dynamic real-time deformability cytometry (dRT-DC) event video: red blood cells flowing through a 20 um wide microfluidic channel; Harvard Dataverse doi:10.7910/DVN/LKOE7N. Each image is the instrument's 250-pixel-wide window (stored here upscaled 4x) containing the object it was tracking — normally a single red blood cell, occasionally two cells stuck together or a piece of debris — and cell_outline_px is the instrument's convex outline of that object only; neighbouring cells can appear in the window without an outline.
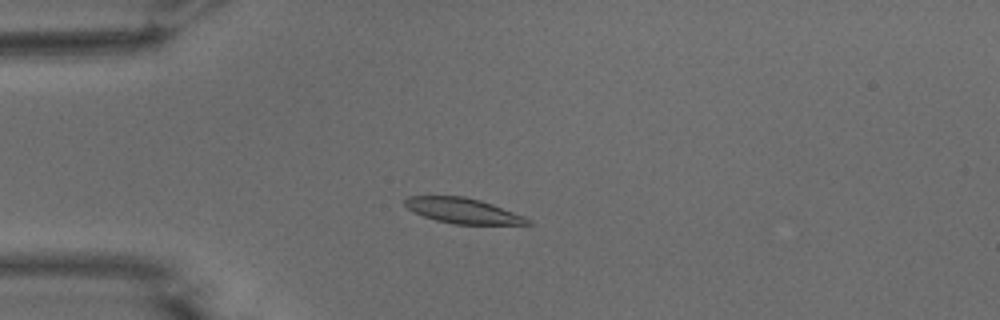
{"species": "common noctule bat (a hibernating species)", "species_latin": "Nyctalus noctula", "temperature_condition": "warm", "stored_images_in_passage": 48, "camera_frame_rate_fps": 3000, "um_per_image_px": 0.085, "animal": {"sex": "male", "body_mass_g": 15.6}, "frame": {"image": 1, "passage_image": 8, "time_ms": 2.333, "image_size_px": [1000, 320], "cell_outline_px": [[532, 224], [452, 224], [436, 220], [424, 216], [408, 208], [404, 204], [404, 200], [408, 196], [464, 196], [480, 200], [492, 204], [524, 216], [532, 220]], "centroid_in_image_um": [39.36, 17.91], "position_along_channel_um": 45.6, "area_um2": 17.92}}
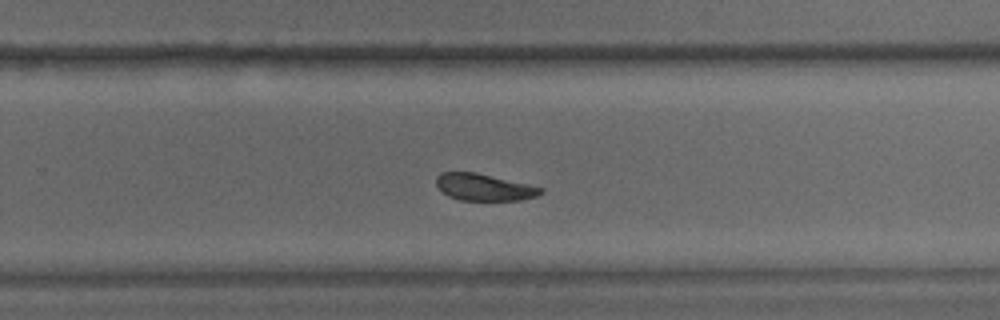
{"frame": {"image": 2, "passage_image": 29, "time_ms": 9.333, "image_size_px": [1000, 320], "cell_outline_px": [[544, 192], [536, 196], [520, 200], [460, 200], [448, 196], [436, 184], [436, 176], [440, 172], [476, 172], [544, 188]], "centroid_in_image_um": [41.14, 15.91], "position_along_channel_um": 288.7, "area_um2": 16.24}}
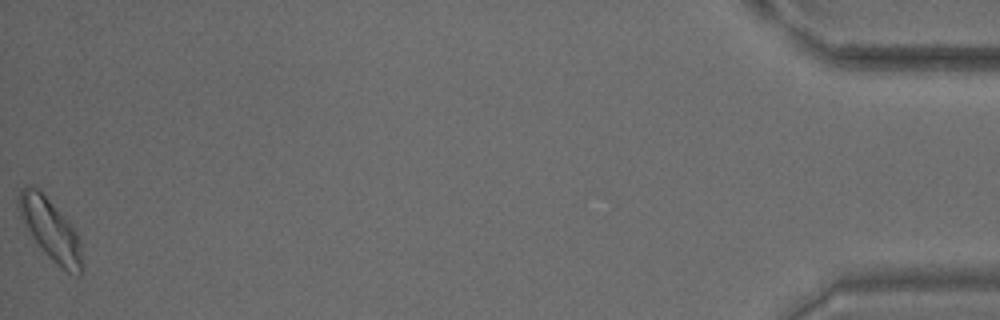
{"frame": {"image": 3, "passage_image": 48, "time_ms": 15.667, "image_size_px": [1000, 320], "cell_outline_px": [[84, 268], [80, 276], [68, 272], [60, 268], [44, 252], [24, 224], [20, 216], [16, 204], [20, 188], [24, 184], [36, 188], [64, 216], [80, 236]], "centroid_in_image_um": [4.32, 19.55], "position_along_channel_um": 430.9, "area_um2": 22.66}, "authors_computed_cell_mechanics": {"area_um2": 18.2359, "velocity_mm_per_s": 3.7491, "shape_relaxation_time_tau1_ms": 3.1903, "shape_relaxation_time_tau2_ms": 2.773, "deformation_change_tau1": 0.1129, "deformation_change_tau2": 0.0855}}